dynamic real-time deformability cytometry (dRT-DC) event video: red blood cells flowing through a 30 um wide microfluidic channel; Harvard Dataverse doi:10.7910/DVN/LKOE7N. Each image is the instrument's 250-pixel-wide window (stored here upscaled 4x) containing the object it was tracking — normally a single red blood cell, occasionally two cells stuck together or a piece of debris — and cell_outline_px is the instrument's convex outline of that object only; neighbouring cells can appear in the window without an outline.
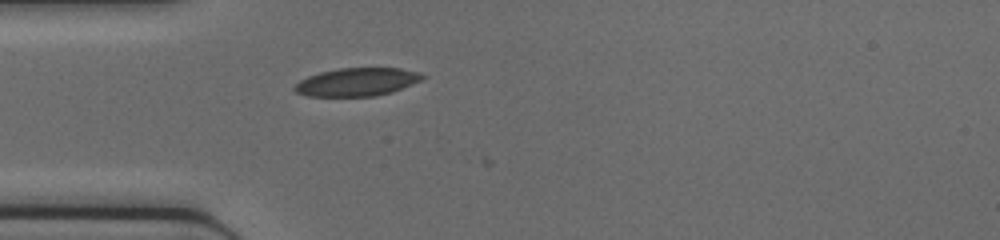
{"species": "common noctule bat (a hibernating species)", "species_latin": "Nyctalus noctula", "temperature_condition": "cold", "stored_images_in_passage": 6, "camera_frame_rate_fps": 3000, "um_per_image_px": 0.085, "animal": {"sex": "female", "body_mass_g": 17.0, "forearm_length_mm": 48.0}, "frame": {"image": 1, "passage_image": 4, "time_ms": 1.0, "image_size_px": [1000, 240], "cell_outline_px": [[428, 76], [412, 84], [392, 92], [376, 96], [308, 96], [296, 92], [292, 88], [300, 80], [308, 76], [320, 72], [340, 68], [400, 68], [420, 72]], "centroid_in_image_um": [30.36, 6.96], "position_along_channel_um": 54.6, "area_um2": 20.98}}